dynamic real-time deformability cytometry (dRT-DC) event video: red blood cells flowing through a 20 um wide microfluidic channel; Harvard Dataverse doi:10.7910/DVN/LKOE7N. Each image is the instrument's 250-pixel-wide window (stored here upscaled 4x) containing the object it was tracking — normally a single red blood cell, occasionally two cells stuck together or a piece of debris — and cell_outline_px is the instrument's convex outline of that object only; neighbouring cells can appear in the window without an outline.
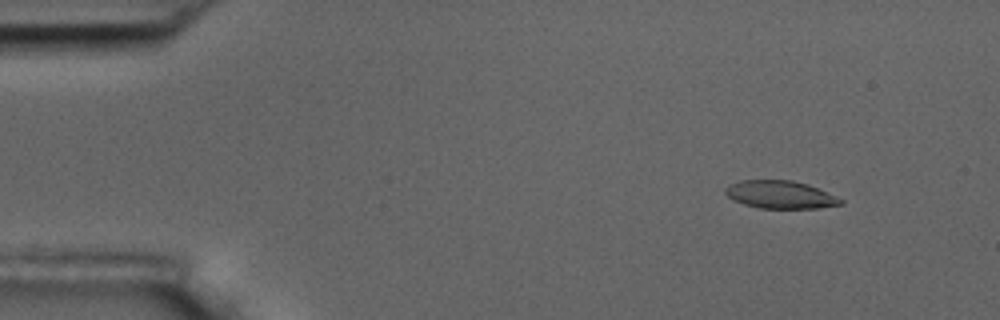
{"species": "common noctule bat (a hibernating species)", "species_latin": "Nyctalus noctula", "temperature_condition": "room temperature", "stored_images_in_passage": 5, "camera_frame_rate_fps": 3000, "um_per_image_px": 0.085, "animal": {"sex": "male", "body_mass_g": 17.5, "forearm_length_mm": 52.3}, "frame": {"image": 1, "passage_image": 2, "time_ms": 1.0, "image_size_px": [1000, 320], "cell_outline_px": [[844, 204], [816, 208], [760, 208], [744, 204], [728, 196], [724, 192], [724, 188], [740, 180], [792, 180], [808, 184], [844, 200]], "centroid_in_image_um": [66.34, 16.54], "position_along_channel_um": 18.7, "area_um2": 18.5}}
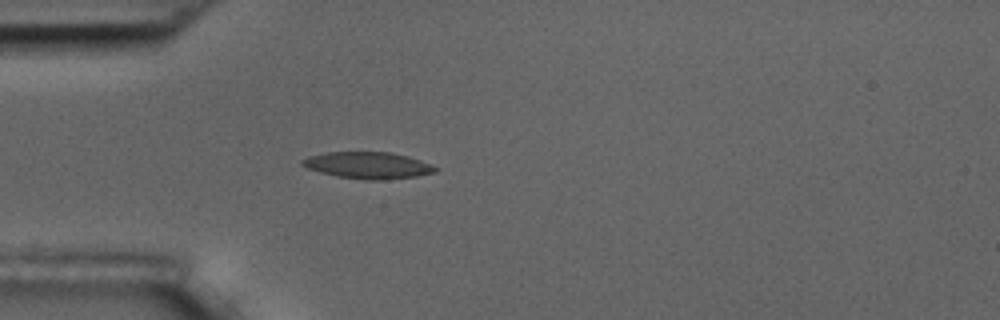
{"frame": {"image": 2, "passage_image": 5, "time_ms": 4.333, "image_size_px": [1000, 320], "cell_outline_px": [[440, 168], [436, 172], [416, 176], [384, 180], [368, 180], [336, 176], [320, 172], [308, 168], [300, 164], [300, 160], [308, 156], [328, 152], [392, 152], [408, 156], [420, 160]], "centroid_in_image_um": [31.29, 14.05], "position_along_channel_um": 53.7, "area_um2": 20.75}}